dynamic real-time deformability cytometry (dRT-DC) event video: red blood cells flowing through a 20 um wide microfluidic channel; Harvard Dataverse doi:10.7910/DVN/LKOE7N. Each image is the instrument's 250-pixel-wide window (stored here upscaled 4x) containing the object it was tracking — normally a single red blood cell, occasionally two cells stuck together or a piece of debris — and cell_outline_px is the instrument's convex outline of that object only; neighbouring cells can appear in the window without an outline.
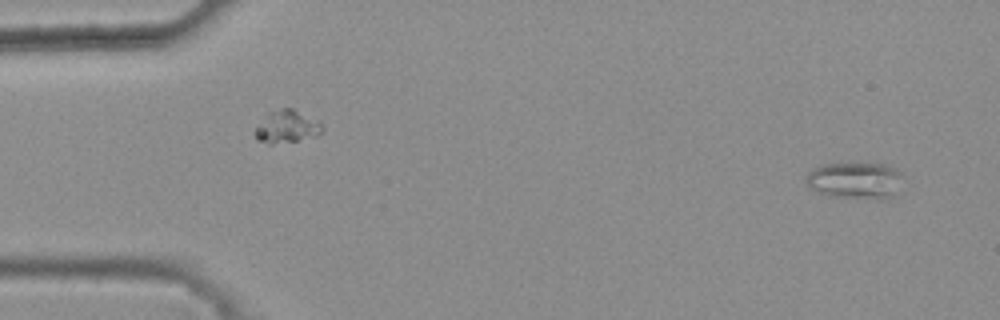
{"species": "common noctule bat (a hibernating species)", "species_latin": "Nyctalus noctula", "temperature_condition": "warm", "stored_images_in_passage": 3, "segment_of_instrument_passage": [2, 2], "camera_frame_rate_fps": 3000, "um_per_image_px": 0.085, "animal": {"sex": "female", "body_mass_g": 25.1}, "frame": {"image": 1, "passage_image": 3, "time_ms": 0.667, "image_size_px": [1000, 320], "cell_outline_px": [[900, 172], [896, 196], [884, 200], [876, 200], [832, 196], [808, 188], [808, 172], [812, 168], [820, 164], [840, 160], [888, 164], [896, 168]], "centroid_in_image_um": [72.68, 15.29], "position_along_channel_um": 12.3, "area_um2": 21.68}}